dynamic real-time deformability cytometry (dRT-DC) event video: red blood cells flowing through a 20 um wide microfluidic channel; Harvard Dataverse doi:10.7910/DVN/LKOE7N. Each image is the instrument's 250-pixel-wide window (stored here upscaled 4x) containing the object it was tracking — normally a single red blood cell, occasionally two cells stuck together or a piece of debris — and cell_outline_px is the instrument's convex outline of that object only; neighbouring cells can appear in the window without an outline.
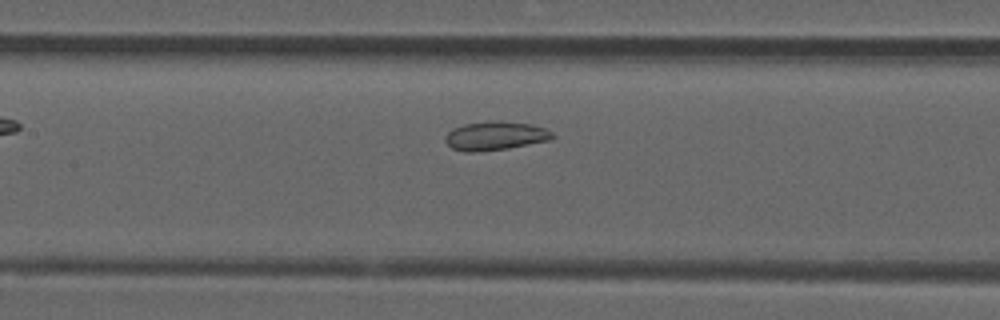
{"species": "common noctule bat (a hibernating species)", "species_latin": "Nyctalus noctula", "temperature_condition": "room temperature", "stored_images_in_passage": 7, "camera_frame_rate_fps": 3000, "um_per_image_px": 0.085, "animal": {"sex": "male", "forearm_length_mm": 52.5}, "frame": {"image": 1, "passage_image": 7, "time_ms": 2.0, "image_size_px": [1000, 320], "cell_outline_px": [[556, 136], [552, 140], [508, 148], [476, 152], [468, 152], [452, 148], [444, 140], [444, 136], [452, 128], [464, 124], [500, 120], [532, 124], [544, 128], [552, 132]], "centroid_in_image_um": [42.12, 11.54], "position_along_channel_um": 165.3, "area_um2": 18.09}}